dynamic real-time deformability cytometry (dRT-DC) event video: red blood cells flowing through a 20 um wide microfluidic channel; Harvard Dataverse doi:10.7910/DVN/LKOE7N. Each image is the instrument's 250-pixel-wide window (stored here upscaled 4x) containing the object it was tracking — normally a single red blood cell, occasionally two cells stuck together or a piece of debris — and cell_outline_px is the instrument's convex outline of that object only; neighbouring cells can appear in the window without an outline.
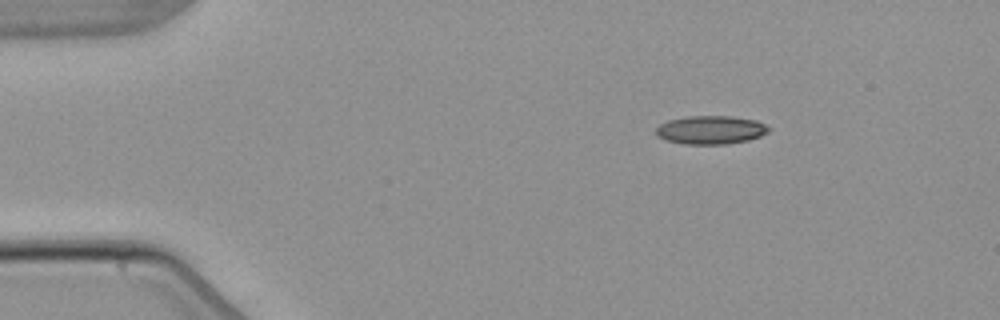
{"species": "common noctule bat (a hibernating species)", "species_latin": "Nyctalus noctula", "temperature_condition": "warm", "stored_images_in_passage": 2, "camera_frame_rate_fps": 3000, "um_per_image_px": 0.085, "animal": {"sex": "male", "body_mass_g": 21.5, "forearm_length_mm": 52.0}, "frame": {"image": 1, "passage_image": 2, "time_ms": 2.333, "image_size_px": [1000, 320], "cell_outline_px": [[772, 128], [768, 132], [760, 136], [748, 140], [724, 144], [684, 144], [668, 140], [656, 136], [656, 128], [660, 124], [668, 120], [688, 116], [732, 116], [756, 120]], "centroid_in_image_um": [60.42, 11.04], "position_along_channel_um": 24.6, "area_um2": 18.67}}